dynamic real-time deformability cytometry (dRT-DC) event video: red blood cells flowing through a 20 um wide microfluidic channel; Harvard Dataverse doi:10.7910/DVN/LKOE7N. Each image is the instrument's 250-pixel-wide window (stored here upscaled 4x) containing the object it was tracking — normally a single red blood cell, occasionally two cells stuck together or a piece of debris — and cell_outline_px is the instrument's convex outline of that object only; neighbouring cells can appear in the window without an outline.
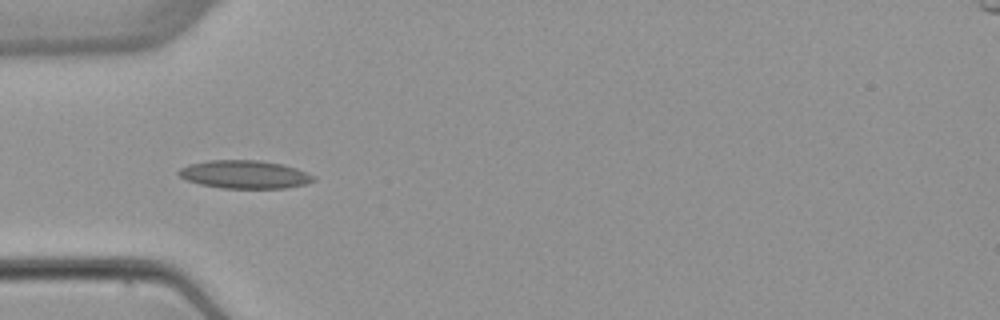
{"species": "common noctule bat (a hibernating species)", "species_latin": "Nyctalus noctula", "temperature_condition": "warm", "stored_images_in_passage": 4, "camera_frame_rate_fps": 3000, "um_per_image_px": 0.085, "animal": {"sex": "female", "body_mass_g": 22.7, "forearm_length_mm": 54.2}, "frame": {"image": 1, "passage_image": 1, "time_ms": 0.0, "image_size_px": [1000, 320], "cell_outline_px": [[316, 180], [304, 184], [284, 188], [220, 188], [200, 184], [188, 180], [180, 176], [176, 172], [180, 168], [188, 164], [208, 160], [260, 160], [280, 164], [296, 168], [312, 176]], "centroid_in_image_um": [20.74, 14.82], "position_along_channel_um": 64.3, "area_um2": 21.91}}
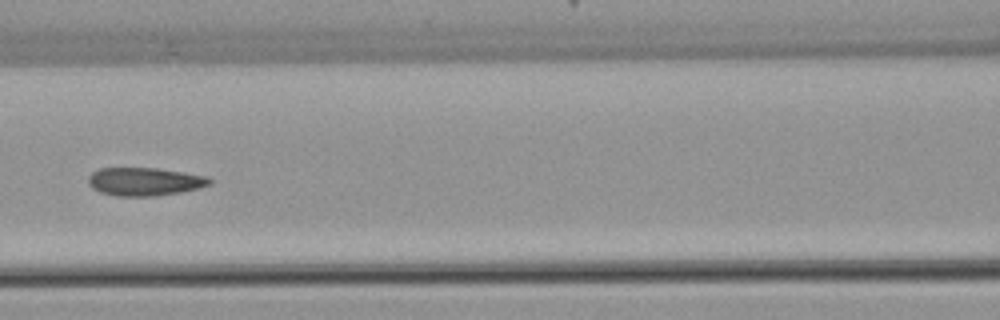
{"frame": {"image": 2, "passage_image": 3, "time_ms": 2.333, "image_size_px": [1000, 320], "cell_outline_px": [[212, 184], [200, 188], [180, 192], [156, 196], [116, 196], [100, 192], [92, 188], [88, 184], [88, 176], [92, 172], [100, 168], [156, 168], [184, 172], [208, 176], [212, 180]], "centroid_in_image_um": [12.3, 15.43], "position_along_channel_um": 154.3, "area_um2": 20.11}}
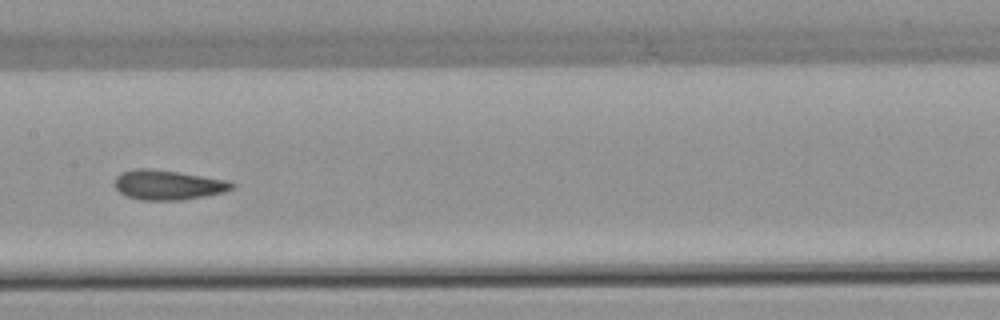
{"frame": {"image": 3, "passage_image": 4, "time_ms": 3.333, "image_size_px": [1000, 320], "cell_outline_px": [[236, 184], [232, 188], [224, 192], [204, 196], [180, 200], [140, 200], [128, 196], [120, 192], [116, 188], [116, 176], [120, 172], [132, 168], [148, 168], [176, 172], [228, 180]], "centroid_in_image_um": [14.26, 15.71], "position_along_channel_um": 193.1, "area_um2": 20.17}}